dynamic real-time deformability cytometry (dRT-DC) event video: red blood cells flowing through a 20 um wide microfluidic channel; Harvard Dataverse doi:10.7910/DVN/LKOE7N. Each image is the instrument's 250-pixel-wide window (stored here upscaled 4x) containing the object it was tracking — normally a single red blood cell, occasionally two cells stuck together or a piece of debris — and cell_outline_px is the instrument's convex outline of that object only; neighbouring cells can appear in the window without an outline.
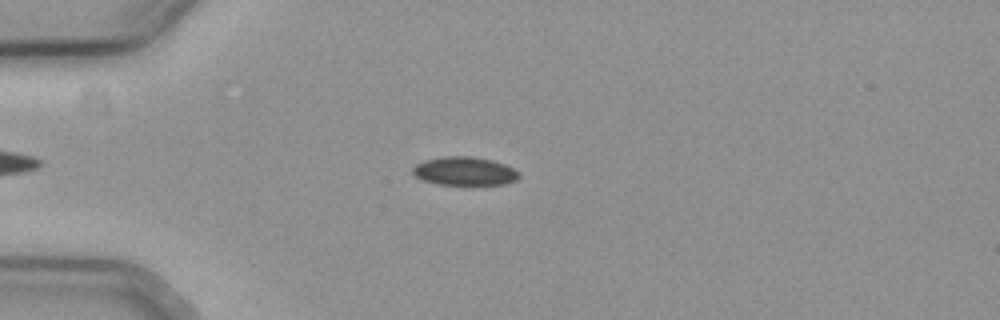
{"species": "common noctule bat (a hibernating species)", "species_latin": "Nyctalus noctula", "temperature_condition": "cold", "stored_images_in_passage": 50, "camera_frame_rate_fps": 3000, "um_per_image_px": 0.085, "animal": {"sex": "female", "body_mass_g": 19.3, "forearm_length_mm": 54.1}, "frame": {"image": 1, "passage_image": 9, "time_ms": 2.667, "image_size_px": [1000, 320], "cell_outline_px": [[520, 176], [516, 180], [504, 184], [440, 184], [424, 180], [416, 176], [412, 172], [412, 168], [416, 164], [424, 160], [444, 156], [472, 156], [492, 160], [504, 164], [520, 172]], "centroid_in_image_um": [39.5, 14.53], "position_along_channel_um": 45.5, "area_um2": 17.51}}
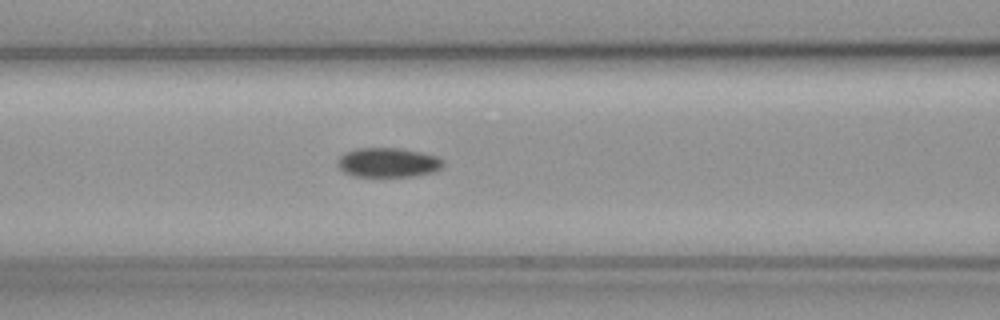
{"frame": {"image": 2, "passage_image": 18, "time_ms": 5.667, "image_size_px": [1000, 320], "cell_outline_px": [[444, 164], [440, 168], [432, 172], [416, 176], [352, 176], [344, 172], [336, 164], [336, 160], [344, 152], [356, 148], [400, 148], [420, 152], [436, 156], [444, 160]], "centroid_in_image_um": [32.95, 13.81], "position_along_channel_um": 133.7, "area_um2": 18.21}}
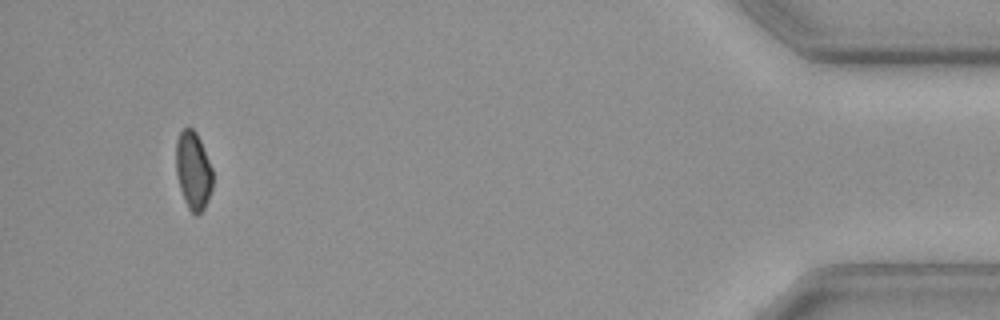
{"frame": {"image": 3, "passage_image": 47, "time_ms": 15.333, "image_size_px": [1000, 320], "cell_outline_px": [[212, 188], [204, 208], [196, 216], [188, 208], [184, 200], [176, 176], [176, 140], [180, 132], [184, 128], [192, 128], [196, 132], [200, 140], [212, 168]], "centroid_in_image_um": [16.41, 14.49], "position_along_channel_um": 418.8, "area_um2": 16.59}, "authors_computed_cell_mechanics": {"area_um2": 17.8891, "velocity_mm_per_s": 3.7179, "shape_relaxation_time_tau1_ms": 3.8813, "shape_relaxation_time_tau2_ms": null, "deformation_change_tau1": 0.054, "deformation_change_tau2": null}}